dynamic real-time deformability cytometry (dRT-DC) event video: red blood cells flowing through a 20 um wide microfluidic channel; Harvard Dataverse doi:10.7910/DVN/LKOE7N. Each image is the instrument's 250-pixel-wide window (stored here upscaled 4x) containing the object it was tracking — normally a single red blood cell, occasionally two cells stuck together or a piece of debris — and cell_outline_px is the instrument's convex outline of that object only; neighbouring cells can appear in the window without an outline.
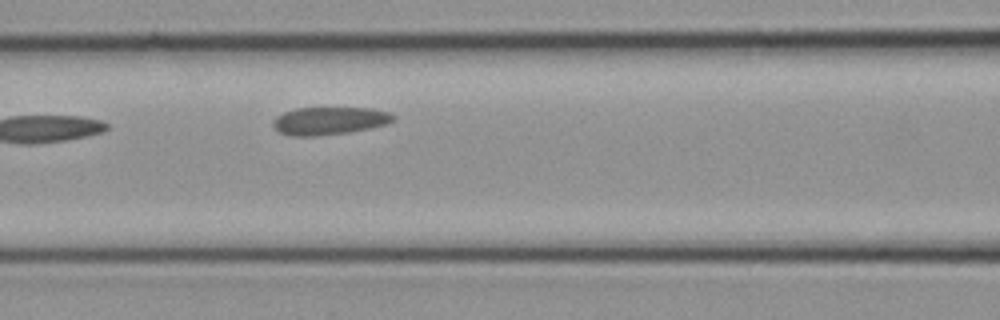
{"species": "common noctule bat (a hibernating species)", "species_latin": "Nyctalus noctula", "temperature_condition": "cold", "stored_images_in_passage": 5, "segment_of_instrument_passage": [1, 2], "camera_frame_rate_fps": 3000, "um_per_image_px": 0.085, "animal": {"sex": "female", "body_mass_g": 21.9}, "frame": {"image": 1, "passage_image": 4, "time_ms": 1.0, "image_size_px": [1000, 320], "cell_outline_px": [[396, 116], [388, 124], [348, 132], [316, 136], [292, 136], [280, 132], [272, 124], [272, 120], [276, 116], [284, 112], [296, 108], [372, 108], [392, 112]], "centroid_in_image_um": [28.01, 10.26], "position_along_channel_um": 138.6, "area_um2": 19.48}}